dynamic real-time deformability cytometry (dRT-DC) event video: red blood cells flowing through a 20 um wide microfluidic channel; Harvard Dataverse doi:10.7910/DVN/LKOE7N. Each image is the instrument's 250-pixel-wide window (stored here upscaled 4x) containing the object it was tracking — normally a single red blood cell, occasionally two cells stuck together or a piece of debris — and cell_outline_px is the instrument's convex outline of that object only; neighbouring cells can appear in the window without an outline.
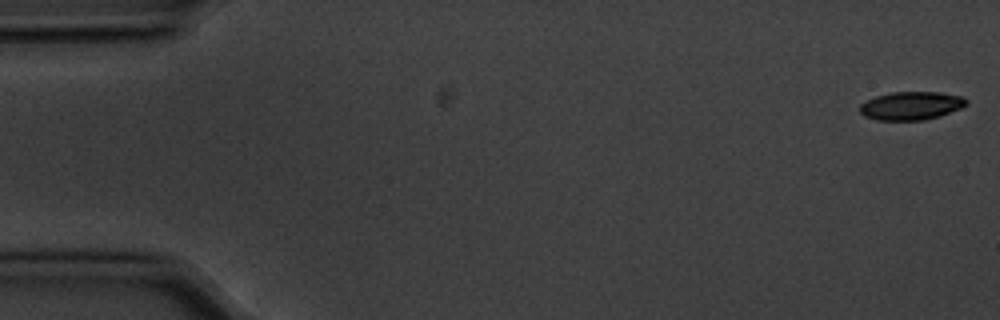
{"species": "common noctule bat (a hibernating species)", "species_latin": "Nyctalus noctula", "temperature_condition": "cold", "stored_images_in_passage": 5, "camera_frame_rate_fps": 3000, "um_per_image_px": 0.085, "animal": {"sex": "male", "body_mass_g": 20.1, "forearm_length_mm": 53.5}, "frame": {"image": 1, "passage_image": 1, "time_ms": 0.0, "image_size_px": [1000, 320], "cell_outline_px": [[968, 104], [960, 108], [940, 116], [924, 120], [876, 120], [864, 116], [860, 112], [860, 104], [876, 96], [892, 92], [940, 92], [964, 96], [968, 100]], "centroid_in_image_um": [77.48, 8.98], "position_along_channel_um": 7.5, "area_um2": 17.63}}
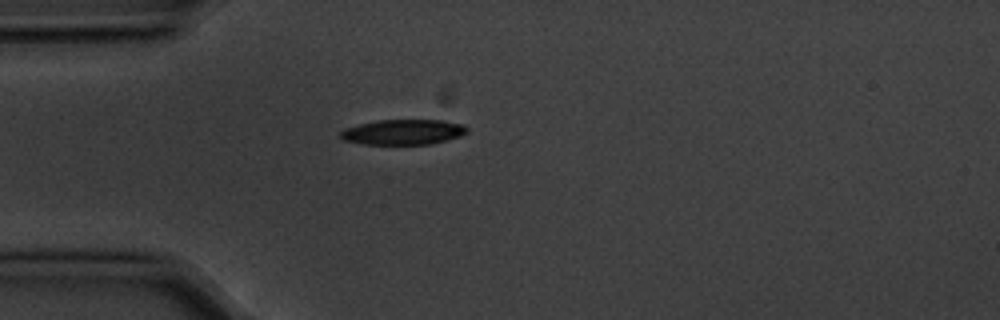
{"frame": {"image": 2, "passage_image": 5, "time_ms": 1.333, "image_size_px": [1000, 320], "cell_outline_px": [[468, 132], [460, 136], [428, 144], [364, 144], [344, 140], [340, 136], [340, 132], [344, 128], [360, 124], [380, 120], [440, 120], [464, 124], [468, 128]], "centroid_in_image_um": [34.28, 11.22], "position_along_channel_um": 50.7, "area_um2": 18.44}}